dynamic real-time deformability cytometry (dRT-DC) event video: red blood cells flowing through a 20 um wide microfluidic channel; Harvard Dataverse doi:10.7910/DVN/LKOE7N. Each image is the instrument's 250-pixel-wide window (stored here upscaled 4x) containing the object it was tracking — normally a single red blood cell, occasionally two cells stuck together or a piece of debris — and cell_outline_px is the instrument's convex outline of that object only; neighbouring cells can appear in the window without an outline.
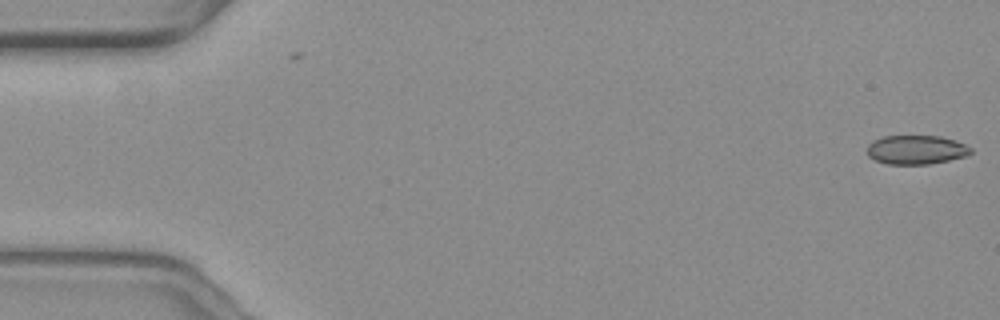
{"species": "common noctule bat (a hibernating species)", "species_latin": "Nyctalus noctula", "temperature_condition": "warm", "stored_images_in_passage": 2, "camera_frame_rate_fps": 3000, "um_per_image_px": 0.085, "animal": {"sex": "female", "body_mass_g": 19.3, "forearm_length_mm": 54.1}, "frame": {"image": 1, "passage_image": 2, "time_ms": 0.333, "image_size_px": [1000, 320], "cell_outline_px": [[972, 152], [968, 156], [928, 164], [888, 164], [876, 160], [868, 156], [868, 144], [872, 140], [884, 136], [940, 136], [964, 144], [972, 148]], "centroid_in_image_um": [77.87, 12.73], "position_along_channel_um": 7.1, "area_um2": 17.46}}